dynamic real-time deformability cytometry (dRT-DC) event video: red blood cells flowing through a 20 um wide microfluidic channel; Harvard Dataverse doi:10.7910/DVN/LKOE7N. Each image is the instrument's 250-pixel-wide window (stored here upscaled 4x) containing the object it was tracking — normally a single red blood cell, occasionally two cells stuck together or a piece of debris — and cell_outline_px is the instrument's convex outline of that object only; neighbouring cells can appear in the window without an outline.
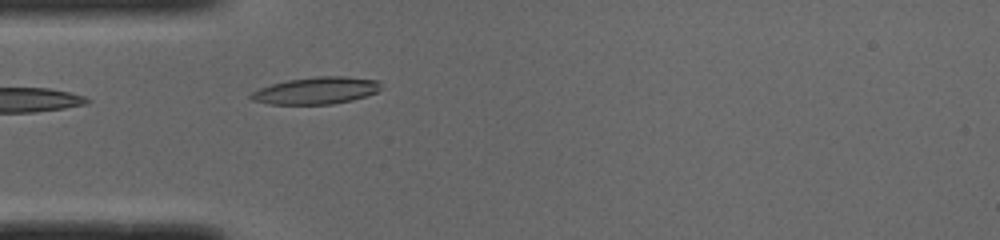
{"species": "common noctule bat (a hibernating species)", "species_latin": "Nyctalus noctula", "temperature_condition": "cold", "stored_images_in_passage": 37, "camera_frame_rate_fps": 3000, "um_per_image_px": 0.085, "animal": {"sex": "male", "body_mass_g": 19.0, "forearm_length_mm": 50.8}, "frame": {"image": 1, "passage_image": 1, "time_ms": 0.0, "image_size_px": [1000, 240], "cell_outline_px": [[380, 88], [376, 92], [352, 100], [332, 104], [272, 104], [252, 100], [248, 96], [252, 92], [260, 88], [272, 84], [288, 80], [316, 76], [344, 76], [380, 80]], "centroid_in_image_um": [26.88, 7.69], "position_along_channel_um": 58.1, "area_um2": 20.35}}
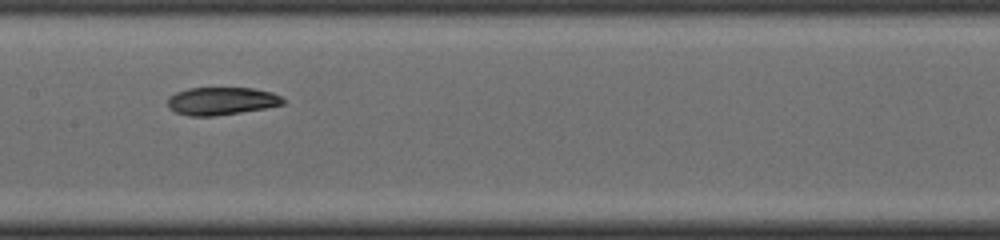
{"frame": {"image": 2, "passage_image": 11, "time_ms": 3.333, "image_size_px": [1000, 240], "cell_outline_px": [[284, 104], [264, 108], [240, 112], [212, 116], [192, 116], [176, 112], [168, 108], [168, 96], [176, 92], [188, 88], [252, 88], [272, 92], [280, 96], [284, 100]], "centroid_in_image_um": [18.8, 8.58], "position_along_channel_um": 188.6, "area_um2": 18.55}}
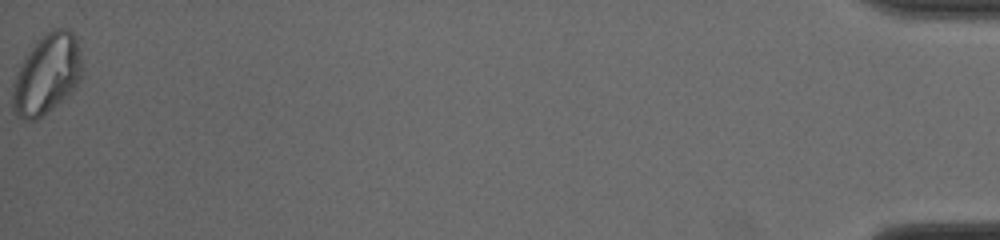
{"frame": {"image": 3, "passage_image": 37, "time_ms": 12.0, "image_size_px": [1000, 240], "cell_outline_px": [[84, 72], [80, 80], [52, 108], [36, 120], [24, 120], [12, 112], [12, 84], [28, 52], [48, 32], [56, 28], [68, 28], [72, 32], [76, 40]], "centroid_in_image_um": [3.97, 6.34], "position_along_channel_um": 431.2, "area_um2": 31.62}, "authors_computed_cell_mechanics": {"area_um2": 19.074, "velocity_mm_per_s": 3.9786, "shape_relaxation_time_tau1_ms": null, "shape_relaxation_time_tau2_ms": 5.3342, "deformation_change_tau1": null, "deformation_change_tau2": 0.1166}}